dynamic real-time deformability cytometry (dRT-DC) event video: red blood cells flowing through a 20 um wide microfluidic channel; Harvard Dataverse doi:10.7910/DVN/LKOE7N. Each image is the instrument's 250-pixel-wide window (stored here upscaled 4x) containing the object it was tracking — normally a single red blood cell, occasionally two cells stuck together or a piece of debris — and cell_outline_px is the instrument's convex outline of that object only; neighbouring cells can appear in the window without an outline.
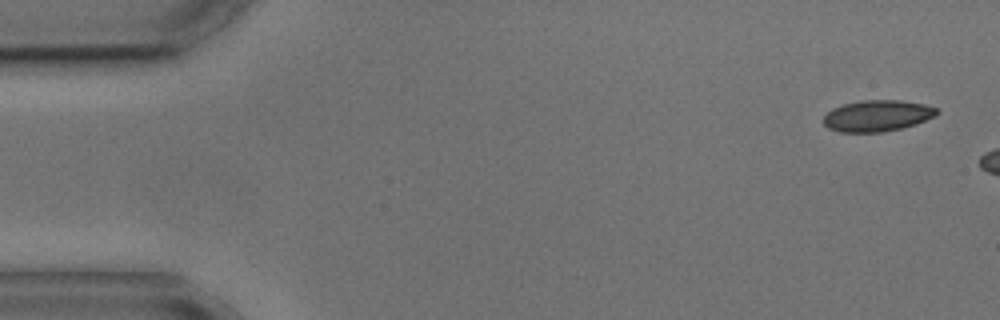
{"species": "common noctule bat (a hibernating species)", "species_latin": "Nyctalus noctula", "temperature_condition": "cold", "stored_images_in_passage": 3, "camera_frame_rate_fps": 3000, "um_per_image_px": 0.085, "animal": {"sex": "male", "body_mass_g": 17.9, "forearm_length_mm": 54.2}, "frame": {"image": 1, "passage_image": 1, "time_ms": 0.0, "image_size_px": [1000, 320], "cell_outline_px": [[940, 112], [936, 116], [916, 124], [884, 132], [840, 132], [828, 128], [824, 124], [824, 116], [832, 108], [844, 104], [864, 100], [900, 100], [924, 104], [936, 108]], "centroid_in_image_um": [74.58, 9.84], "position_along_channel_um": 10.4, "area_um2": 20.63}}